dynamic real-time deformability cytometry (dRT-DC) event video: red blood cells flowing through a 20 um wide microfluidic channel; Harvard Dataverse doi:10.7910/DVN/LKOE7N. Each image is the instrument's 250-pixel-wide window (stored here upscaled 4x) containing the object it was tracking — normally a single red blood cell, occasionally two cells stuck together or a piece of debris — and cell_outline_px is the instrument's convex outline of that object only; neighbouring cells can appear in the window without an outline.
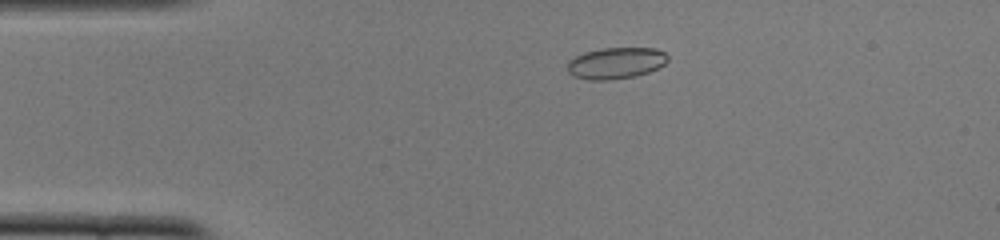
{"species": "common noctule bat (a hibernating species)", "species_latin": "Nyctalus noctula", "temperature_condition": "cold", "stored_images_in_passage": 49, "camera_frame_rate_fps": 3000, "um_per_image_px": 0.085, "animal": {"sex": "female", "body_mass_g": 22.0, "forearm_length_mm": 56.7}, "frame": {"image": 1, "passage_image": 8, "time_ms": 2.333, "image_size_px": [1000, 240], "cell_outline_px": [[668, 60], [664, 64], [648, 72], [636, 76], [608, 80], [588, 80], [572, 76], [568, 72], [568, 60], [584, 52], [600, 48], [656, 48], [664, 52], [668, 56]], "centroid_in_image_um": [52.33, 5.36], "position_along_channel_um": 32.7, "area_um2": 18.44}}
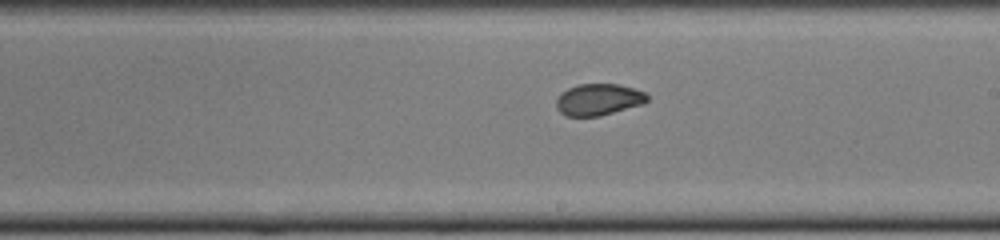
{"frame": {"image": 2, "passage_image": 27, "time_ms": 8.667, "image_size_px": [1000, 240], "cell_outline_px": [[648, 100], [644, 104], [600, 116], [568, 116], [560, 112], [556, 108], [556, 100], [560, 92], [576, 84], [620, 84], [644, 92], [648, 96]], "centroid_in_image_um": [50.86, 8.46], "position_along_channel_um": 238.1, "area_um2": 16.88}}
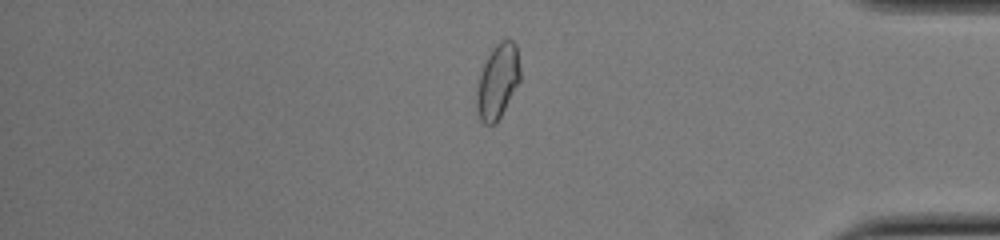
{"frame": {"image": 3, "passage_image": 41, "time_ms": 13.333, "image_size_px": [1000, 240], "cell_outline_px": [[520, 80], [496, 124], [484, 124], [480, 120], [476, 108], [476, 92], [480, 76], [484, 64], [492, 48], [500, 40], [512, 40], [516, 44], [520, 68]], "centroid_in_image_um": [42.3, 6.92], "position_along_channel_um": 392.9, "area_um2": 18.73}, "authors_computed_cell_mechanics": {"area_um2": 17.9758, "velocity_mm_per_s": 3.8842, "shape_relaxation_time_tau1_ms": 10.1745, "shape_relaxation_time_tau2_ms": 1.1649, "deformation_change_tau1": 0.1942, "deformation_change_tau2": 0.0474}}